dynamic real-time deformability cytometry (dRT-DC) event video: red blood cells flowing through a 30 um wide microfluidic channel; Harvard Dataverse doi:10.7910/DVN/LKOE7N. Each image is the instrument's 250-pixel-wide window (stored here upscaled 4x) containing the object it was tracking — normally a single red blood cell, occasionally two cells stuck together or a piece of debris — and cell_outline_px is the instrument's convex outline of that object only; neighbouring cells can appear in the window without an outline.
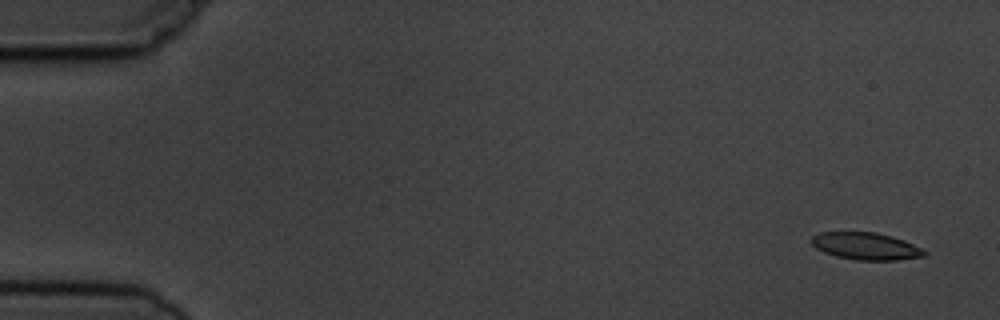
{"species": "common noctule bat (a hibernating species)", "species_latin": "Nyctalus noctula", "temperature_condition": "cold", "stored_images_in_passage": 5, "camera_frame_rate_fps": 3000, "um_per_image_px": 0.085, "animal": {"sex": "male", "body_mass_g": 19.5, "forearm_length_mm": 54.6}, "frame": {"image": 1, "passage_image": 1, "time_ms": 0.0, "image_size_px": [1000, 320], "cell_outline_px": [[928, 252], [924, 256], [896, 260], [856, 260], [836, 256], [824, 252], [816, 248], [812, 244], [812, 236], [820, 232], [876, 232], [892, 236], [904, 240]], "centroid_in_image_um": [73.59, 20.92], "position_along_channel_um": 11.4, "area_um2": 17.8}}
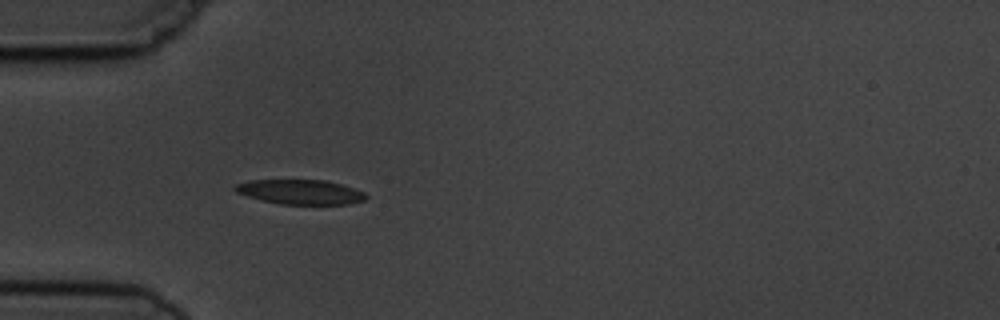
{"frame": {"image": 2, "passage_image": 5, "time_ms": 4.667, "image_size_px": [1000, 320], "cell_outline_px": [[368, 196], [364, 200], [348, 204], [280, 204], [248, 196], [236, 192], [232, 188], [236, 184], [248, 180], [324, 180], [340, 184], [364, 192]], "centroid_in_image_um": [25.51, 16.31], "position_along_channel_um": 59.5, "area_um2": 18.61}}